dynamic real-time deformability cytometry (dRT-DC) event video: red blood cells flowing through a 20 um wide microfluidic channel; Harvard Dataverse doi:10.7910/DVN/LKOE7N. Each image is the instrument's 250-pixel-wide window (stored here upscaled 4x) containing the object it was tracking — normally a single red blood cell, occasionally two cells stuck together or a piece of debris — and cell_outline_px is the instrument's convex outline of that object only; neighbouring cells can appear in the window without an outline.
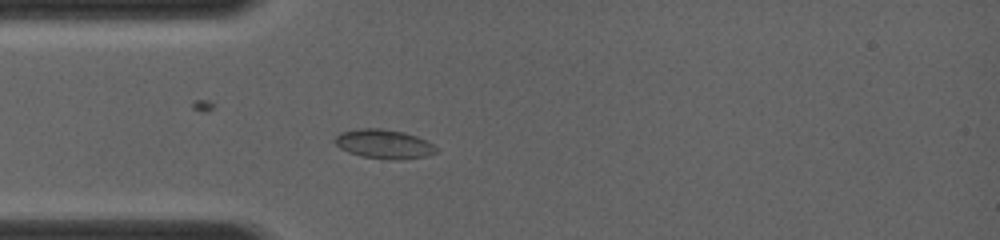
{"species": "common noctule bat (a hibernating species)", "species_latin": "Nyctalus noctula", "temperature_condition": "room temperature", "stored_images_in_passage": 7, "camera_frame_rate_fps": 4000, "um_per_image_px": 0.085, "animal": {"sex": "female", "body_mass_g": 19.0, "forearm_length_mm": 56.7}, "frame": {"image": 1, "passage_image": 1, "time_ms": 0.0, "image_size_px": [1000, 240], "cell_outline_px": [[440, 152], [428, 156], [396, 160], [360, 156], [348, 152], [340, 148], [332, 140], [340, 132], [356, 128], [380, 128], [404, 132], [416, 136], [432, 144]], "centroid_in_image_um": [32.61, 12.24], "position_along_channel_um": 52.4, "area_um2": 17.34}}
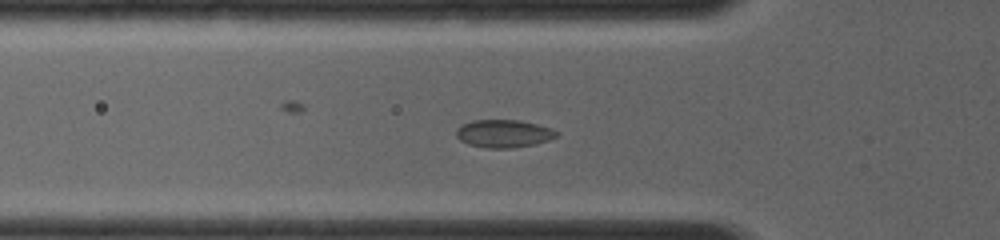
{"frame": {"image": 2, "passage_image": 4, "time_ms": 0.75, "image_size_px": [1000, 240], "cell_outline_px": [[560, 136], [536, 144], [512, 148], [488, 148], [468, 144], [460, 140], [456, 136], [456, 128], [472, 120], [520, 120], [552, 128], [560, 132]], "centroid_in_image_um": [42.85, 11.35], "position_along_channel_um": 82.9, "area_um2": 16.42}}